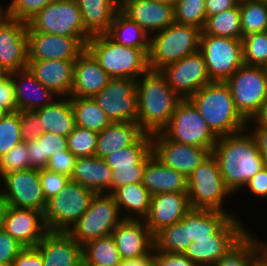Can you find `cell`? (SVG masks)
<instances>
[{
  "mask_svg": "<svg viewBox=\"0 0 267 266\" xmlns=\"http://www.w3.org/2000/svg\"><path fill=\"white\" fill-rule=\"evenodd\" d=\"M86 44L81 37L28 31V59L76 60Z\"/></svg>",
  "mask_w": 267,
  "mask_h": 266,
  "instance_id": "cell-18",
  "label": "cell"
},
{
  "mask_svg": "<svg viewBox=\"0 0 267 266\" xmlns=\"http://www.w3.org/2000/svg\"><path fill=\"white\" fill-rule=\"evenodd\" d=\"M0 266H12V264L0 263Z\"/></svg>",
  "mask_w": 267,
  "mask_h": 266,
  "instance_id": "cell-73",
  "label": "cell"
},
{
  "mask_svg": "<svg viewBox=\"0 0 267 266\" xmlns=\"http://www.w3.org/2000/svg\"><path fill=\"white\" fill-rule=\"evenodd\" d=\"M9 112L0 108V122L3 120V118L8 114Z\"/></svg>",
  "mask_w": 267,
  "mask_h": 266,
  "instance_id": "cell-67",
  "label": "cell"
},
{
  "mask_svg": "<svg viewBox=\"0 0 267 266\" xmlns=\"http://www.w3.org/2000/svg\"><path fill=\"white\" fill-rule=\"evenodd\" d=\"M76 60H29L28 69L59 97H70Z\"/></svg>",
  "mask_w": 267,
  "mask_h": 266,
  "instance_id": "cell-25",
  "label": "cell"
},
{
  "mask_svg": "<svg viewBox=\"0 0 267 266\" xmlns=\"http://www.w3.org/2000/svg\"><path fill=\"white\" fill-rule=\"evenodd\" d=\"M188 99L217 138L247 128V121L236 110L230 89L225 82L212 81Z\"/></svg>",
  "mask_w": 267,
  "mask_h": 266,
  "instance_id": "cell-3",
  "label": "cell"
},
{
  "mask_svg": "<svg viewBox=\"0 0 267 266\" xmlns=\"http://www.w3.org/2000/svg\"><path fill=\"white\" fill-rule=\"evenodd\" d=\"M39 178L45 201L59 194L70 180V177L46 168L39 170Z\"/></svg>",
  "mask_w": 267,
  "mask_h": 266,
  "instance_id": "cell-50",
  "label": "cell"
},
{
  "mask_svg": "<svg viewBox=\"0 0 267 266\" xmlns=\"http://www.w3.org/2000/svg\"><path fill=\"white\" fill-rule=\"evenodd\" d=\"M145 167H118L112 169L111 194L119 187L142 183Z\"/></svg>",
  "mask_w": 267,
  "mask_h": 266,
  "instance_id": "cell-52",
  "label": "cell"
},
{
  "mask_svg": "<svg viewBox=\"0 0 267 266\" xmlns=\"http://www.w3.org/2000/svg\"><path fill=\"white\" fill-rule=\"evenodd\" d=\"M137 124L144 133L161 132L182 98L169 86L160 71L149 70L136 80Z\"/></svg>",
  "mask_w": 267,
  "mask_h": 266,
  "instance_id": "cell-2",
  "label": "cell"
},
{
  "mask_svg": "<svg viewBox=\"0 0 267 266\" xmlns=\"http://www.w3.org/2000/svg\"><path fill=\"white\" fill-rule=\"evenodd\" d=\"M153 256L158 266H197L181 253L153 251Z\"/></svg>",
  "mask_w": 267,
  "mask_h": 266,
  "instance_id": "cell-57",
  "label": "cell"
},
{
  "mask_svg": "<svg viewBox=\"0 0 267 266\" xmlns=\"http://www.w3.org/2000/svg\"><path fill=\"white\" fill-rule=\"evenodd\" d=\"M30 168H46L53 153L65 152L68 149L67 137L55 133L43 132L38 139L26 143Z\"/></svg>",
  "mask_w": 267,
  "mask_h": 266,
  "instance_id": "cell-36",
  "label": "cell"
},
{
  "mask_svg": "<svg viewBox=\"0 0 267 266\" xmlns=\"http://www.w3.org/2000/svg\"><path fill=\"white\" fill-rule=\"evenodd\" d=\"M0 108L9 113L18 112V105L15 99V86L13 78L10 75L0 84Z\"/></svg>",
  "mask_w": 267,
  "mask_h": 266,
  "instance_id": "cell-55",
  "label": "cell"
},
{
  "mask_svg": "<svg viewBox=\"0 0 267 266\" xmlns=\"http://www.w3.org/2000/svg\"><path fill=\"white\" fill-rule=\"evenodd\" d=\"M111 235L121 260L146 256L154 250V235L144 219H123Z\"/></svg>",
  "mask_w": 267,
  "mask_h": 266,
  "instance_id": "cell-22",
  "label": "cell"
},
{
  "mask_svg": "<svg viewBox=\"0 0 267 266\" xmlns=\"http://www.w3.org/2000/svg\"><path fill=\"white\" fill-rule=\"evenodd\" d=\"M144 132L134 122H112L98 133L95 156L105 159L108 155L131 146Z\"/></svg>",
  "mask_w": 267,
  "mask_h": 266,
  "instance_id": "cell-31",
  "label": "cell"
},
{
  "mask_svg": "<svg viewBox=\"0 0 267 266\" xmlns=\"http://www.w3.org/2000/svg\"><path fill=\"white\" fill-rule=\"evenodd\" d=\"M191 243L188 234L187 213L181 221L164 227L154 235L153 251L183 254Z\"/></svg>",
  "mask_w": 267,
  "mask_h": 266,
  "instance_id": "cell-40",
  "label": "cell"
},
{
  "mask_svg": "<svg viewBox=\"0 0 267 266\" xmlns=\"http://www.w3.org/2000/svg\"><path fill=\"white\" fill-rule=\"evenodd\" d=\"M1 3L0 1V28L11 19L8 2H6L7 4Z\"/></svg>",
  "mask_w": 267,
  "mask_h": 266,
  "instance_id": "cell-63",
  "label": "cell"
},
{
  "mask_svg": "<svg viewBox=\"0 0 267 266\" xmlns=\"http://www.w3.org/2000/svg\"><path fill=\"white\" fill-rule=\"evenodd\" d=\"M78 127L101 132L112 122L93 98L69 97Z\"/></svg>",
  "mask_w": 267,
  "mask_h": 266,
  "instance_id": "cell-39",
  "label": "cell"
},
{
  "mask_svg": "<svg viewBox=\"0 0 267 266\" xmlns=\"http://www.w3.org/2000/svg\"><path fill=\"white\" fill-rule=\"evenodd\" d=\"M0 196L10 207L44 212L46 201L39 178V170L13 171L0 178Z\"/></svg>",
  "mask_w": 267,
  "mask_h": 266,
  "instance_id": "cell-14",
  "label": "cell"
},
{
  "mask_svg": "<svg viewBox=\"0 0 267 266\" xmlns=\"http://www.w3.org/2000/svg\"><path fill=\"white\" fill-rule=\"evenodd\" d=\"M81 11L86 32L92 37L107 34L116 13L120 10V0H75Z\"/></svg>",
  "mask_w": 267,
  "mask_h": 266,
  "instance_id": "cell-30",
  "label": "cell"
},
{
  "mask_svg": "<svg viewBox=\"0 0 267 266\" xmlns=\"http://www.w3.org/2000/svg\"><path fill=\"white\" fill-rule=\"evenodd\" d=\"M135 88L136 80L132 78H111L93 99L111 122L137 123L138 101Z\"/></svg>",
  "mask_w": 267,
  "mask_h": 266,
  "instance_id": "cell-15",
  "label": "cell"
},
{
  "mask_svg": "<svg viewBox=\"0 0 267 266\" xmlns=\"http://www.w3.org/2000/svg\"><path fill=\"white\" fill-rule=\"evenodd\" d=\"M248 130L254 136L259 152L267 163V127H251L247 126Z\"/></svg>",
  "mask_w": 267,
  "mask_h": 266,
  "instance_id": "cell-60",
  "label": "cell"
},
{
  "mask_svg": "<svg viewBox=\"0 0 267 266\" xmlns=\"http://www.w3.org/2000/svg\"><path fill=\"white\" fill-rule=\"evenodd\" d=\"M142 183L151 196L172 192L187 193L188 191L187 177L179 171L164 166L153 155L145 163Z\"/></svg>",
  "mask_w": 267,
  "mask_h": 266,
  "instance_id": "cell-28",
  "label": "cell"
},
{
  "mask_svg": "<svg viewBox=\"0 0 267 266\" xmlns=\"http://www.w3.org/2000/svg\"><path fill=\"white\" fill-rule=\"evenodd\" d=\"M124 219H144L150 209L151 195L143 183H131L112 194Z\"/></svg>",
  "mask_w": 267,
  "mask_h": 266,
  "instance_id": "cell-33",
  "label": "cell"
},
{
  "mask_svg": "<svg viewBox=\"0 0 267 266\" xmlns=\"http://www.w3.org/2000/svg\"><path fill=\"white\" fill-rule=\"evenodd\" d=\"M112 169L104 159L96 156L76 159L70 180L95 191L97 194H111Z\"/></svg>",
  "mask_w": 267,
  "mask_h": 266,
  "instance_id": "cell-29",
  "label": "cell"
},
{
  "mask_svg": "<svg viewBox=\"0 0 267 266\" xmlns=\"http://www.w3.org/2000/svg\"><path fill=\"white\" fill-rule=\"evenodd\" d=\"M264 255L267 257V241H262Z\"/></svg>",
  "mask_w": 267,
  "mask_h": 266,
  "instance_id": "cell-68",
  "label": "cell"
},
{
  "mask_svg": "<svg viewBox=\"0 0 267 266\" xmlns=\"http://www.w3.org/2000/svg\"><path fill=\"white\" fill-rule=\"evenodd\" d=\"M27 25L28 31L81 37L86 43L91 38L85 30L81 11L75 0H55L49 3Z\"/></svg>",
  "mask_w": 267,
  "mask_h": 266,
  "instance_id": "cell-9",
  "label": "cell"
},
{
  "mask_svg": "<svg viewBox=\"0 0 267 266\" xmlns=\"http://www.w3.org/2000/svg\"><path fill=\"white\" fill-rule=\"evenodd\" d=\"M239 0H205L207 17L236 7Z\"/></svg>",
  "mask_w": 267,
  "mask_h": 266,
  "instance_id": "cell-59",
  "label": "cell"
},
{
  "mask_svg": "<svg viewBox=\"0 0 267 266\" xmlns=\"http://www.w3.org/2000/svg\"><path fill=\"white\" fill-rule=\"evenodd\" d=\"M22 141L20 111L8 113L0 122V158Z\"/></svg>",
  "mask_w": 267,
  "mask_h": 266,
  "instance_id": "cell-47",
  "label": "cell"
},
{
  "mask_svg": "<svg viewBox=\"0 0 267 266\" xmlns=\"http://www.w3.org/2000/svg\"><path fill=\"white\" fill-rule=\"evenodd\" d=\"M200 51L212 81L225 82L244 64L241 39L201 33Z\"/></svg>",
  "mask_w": 267,
  "mask_h": 266,
  "instance_id": "cell-13",
  "label": "cell"
},
{
  "mask_svg": "<svg viewBox=\"0 0 267 266\" xmlns=\"http://www.w3.org/2000/svg\"><path fill=\"white\" fill-rule=\"evenodd\" d=\"M84 266H109L107 264H84Z\"/></svg>",
  "mask_w": 267,
  "mask_h": 266,
  "instance_id": "cell-71",
  "label": "cell"
},
{
  "mask_svg": "<svg viewBox=\"0 0 267 266\" xmlns=\"http://www.w3.org/2000/svg\"><path fill=\"white\" fill-rule=\"evenodd\" d=\"M243 62L246 65L267 66V31L242 37Z\"/></svg>",
  "mask_w": 267,
  "mask_h": 266,
  "instance_id": "cell-45",
  "label": "cell"
},
{
  "mask_svg": "<svg viewBox=\"0 0 267 266\" xmlns=\"http://www.w3.org/2000/svg\"><path fill=\"white\" fill-rule=\"evenodd\" d=\"M0 74H10L4 69L1 63H0Z\"/></svg>",
  "mask_w": 267,
  "mask_h": 266,
  "instance_id": "cell-70",
  "label": "cell"
},
{
  "mask_svg": "<svg viewBox=\"0 0 267 266\" xmlns=\"http://www.w3.org/2000/svg\"><path fill=\"white\" fill-rule=\"evenodd\" d=\"M55 0H11L8 3L11 18L28 22L46 5Z\"/></svg>",
  "mask_w": 267,
  "mask_h": 266,
  "instance_id": "cell-49",
  "label": "cell"
},
{
  "mask_svg": "<svg viewBox=\"0 0 267 266\" xmlns=\"http://www.w3.org/2000/svg\"><path fill=\"white\" fill-rule=\"evenodd\" d=\"M242 221L232 216L214 235L196 239L183 254L197 266H213L250 232Z\"/></svg>",
  "mask_w": 267,
  "mask_h": 266,
  "instance_id": "cell-12",
  "label": "cell"
},
{
  "mask_svg": "<svg viewBox=\"0 0 267 266\" xmlns=\"http://www.w3.org/2000/svg\"><path fill=\"white\" fill-rule=\"evenodd\" d=\"M152 1L174 5L177 0H152Z\"/></svg>",
  "mask_w": 267,
  "mask_h": 266,
  "instance_id": "cell-66",
  "label": "cell"
},
{
  "mask_svg": "<svg viewBox=\"0 0 267 266\" xmlns=\"http://www.w3.org/2000/svg\"><path fill=\"white\" fill-rule=\"evenodd\" d=\"M36 247L43 266H78L83 261L82 246L68 232L48 231Z\"/></svg>",
  "mask_w": 267,
  "mask_h": 266,
  "instance_id": "cell-24",
  "label": "cell"
},
{
  "mask_svg": "<svg viewBox=\"0 0 267 266\" xmlns=\"http://www.w3.org/2000/svg\"><path fill=\"white\" fill-rule=\"evenodd\" d=\"M21 134L24 143L38 139L43 133L41 119L36 110L20 111Z\"/></svg>",
  "mask_w": 267,
  "mask_h": 266,
  "instance_id": "cell-51",
  "label": "cell"
},
{
  "mask_svg": "<svg viewBox=\"0 0 267 266\" xmlns=\"http://www.w3.org/2000/svg\"><path fill=\"white\" fill-rule=\"evenodd\" d=\"M242 37L267 31V0H239Z\"/></svg>",
  "mask_w": 267,
  "mask_h": 266,
  "instance_id": "cell-43",
  "label": "cell"
},
{
  "mask_svg": "<svg viewBox=\"0 0 267 266\" xmlns=\"http://www.w3.org/2000/svg\"><path fill=\"white\" fill-rule=\"evenodd\" d=\"M154 259L153 251L146 256L122 260L119 266H147Z\"/></svg>",
  "mask_w": 267,
  "mask_h": 266,
  "instance_id": "cell-62",
  "label": "cell"
},
{
  "mask_svg": "<svg viewBox=\"0 0 267 266\" xmlns=\"http://www.w3.org/2000/svg\"><path fill=\"white\" fill-rule=\"evenodd\" d=\"M247 126L267 127V99L262 103L260 109L253 118L247 121Z\"/></svg>",
  "mask_w": 267,
  "mask_h": 266,
  "instance_id": "cell-61",
  "label": "cell"
},
{
  "mask_svg": "<svg viewBox=\"0 0 267 266\" xmlns=\"http://www.w3.org/2000/svg\"><path fill=\"white\" fill-rule=\"evenodd\" d=\"M202 33L242 39L239 4L234 8L207 17Z\"/></svg>",
  "mask_w": 267,
  "mask_h": 266,
  "instance_id": "cell-41",
  "label": "cell"
},
{
  "mask_svg": "<svg viewBox=\"0 0 267 266\" xmlns=\"http://www.w3.org/2000/svg\"><path fill=\"white\" fill-rule=\"evenodd\" d=\"M207 14L205 0H177L174 4V19L178 24L203 29Z\"/></svg>",
  "mask_w": 267,
  "mask_h": 266,
  "instance_id": "cell-44",
  "label": "cell"
},
{
  "mask_svg": "<svg viewBox=\"0 0 267 266\" xmlns=\"http://www.w3.org/2000/svg\"><path fill=\"white\" fill-rule=\"evenodd\" d=\"M83 264L119 266L121 257L112 235L91 240L82 246Z\"/></svg>",
  "mask_w": 267,
  "mask_h": 266,
  "instance_id": "cell-42",
  "label": "cell"
},
{
  "mask_svg": "<svg viewBox=\"0 0 267 266\" xmlns=\"http://www.w3.org/2000/svg\"><path fill=\"white\" fill-rule=\"evenodd\" d=\"M161 132L169 140L206 148L211 153L218 139L188 98L178 103L169 124Z\"/></svg>",
  "mask_w": 267,
  "mask_h": 266,
  "instance_id": "cell-11",
  "label": "cell"
},
{
  "mask_svg": "<svg viewBox=\"0 0 267 266\" xmlns=\"http://www.w3.org/2000/svg\"><path fill=\"white\" fill-rule=\"evenodd\" d=\"M110 80V75L86 49L75 61L70 97L93 98Z\"/></svg>",
  "mask_w": 267,
  "mask_h": 266,
  "instance_id": "cell-26",
  "label": "cell"
},
{
  "mask_svg": "<svg viewBox=\"0 0 267 266\" xmlns=\"http://www.w3.org/2000/svg\"><path fill=\"white\" fill-rule=\"evenodd\" d=\"M107 35L116 43L136 49H150V35L120 10Z\"/></svg>",
  "mask_w": 267,
  "mask_h": 266,
  "instance_id": "cell-34",
  "label": "cell"
},
{
  "mask_svg": "<svg viewBox=\"0 0 267 266\" xmlns=\"http://www.w3.org/2000/svg\"><path fill=\"white\" fill-rule=\"evenodd\" d=\"M160 73L182 99L189 98L206 84L212 82L200 50L165 66L160 70Z\"/></svg>",
  "mask_w": 267,
  "mask_h": 266,
  "instance_id": "cell-16",
  "label": "cell"
},
{
  "mask_svg": "<svg viewBox=\"0 0 267 266\" xmlns=\"http://www.w3.org/2000/svg\"><path fill=\"white\" fill-rule=\"evenodd\" d=\"M225 83L236 110L246 121L251 120L267 99L266 68L243 64Z\"/></svg>",
  "mask_w": 267,
  "mask_h": 266,
  "instance_id": "cell-10",
  "label": "cell"
},
{
  "mask_svg": "<svg viewBox=\"0 0 267 266\" xmlns=\"http://www.w3.org/2000/svg\"><path fill=\"white\" fill-rule=\"evenodd\" d=\"M232 216L227 212L216 210L190 209L188 212L189 241L210 238Z\"/></svg>",
  "mask_w": 267,
  "mask_h": 266,
  "instance_id": "cell-35",
  "label": "cell"
},
{
  "mask_svg": "<svg viewBox=\"0 0 267 266\" xmlns=\"http://www.w3.org/2000/svg\"><path fill=\"white\" fill-rule=\"evenodd\" d=\"M7 204L4 201V199L0 196V230L3 229V223H4V215L5 211L7 209Z\"/></svg>",
  "mask_w": 267,
  "mask_h": 266,
  "instance_id": "cell-64",
  "label": "cell"
},
{
  "mask_svg": "<svg viewBox=\"0 0 267 266\" xmlns=\"http://www.w3.org/2000/svg\"><path fill=\"white\" fill-rule=\"evenodd\" d=\"M202 30L174 22L150 36L148 64L152 71H160L187 55L200 50Z\"/></svg>",
  "mask_w": 267,
  "mask_h": 266,
  "instance_id": "cell-6",
  "label": "cell"
},
{
  "mask_svg": "<svg viewBox=\"0 0 267 266\" xmlns=\"http://www.w3.org/2000/svg\"><path fill=\"white\" fill-rule=\"evenodd\" d=\"M10 74H0V84L9 76Z\"/></svg>",
  "mask_w": 267,
  "mask_h": 266,
  "instance_id": "cell-69",
  "label": "cell"
},
{
  "mask_svg": "<svg viewBox=\"0 0 267 266\" xmlns=\"http://www.w3.org/2000/svg\"><path fill=\"white\" fill-rule=\"evenodd\" d=\"M3 229L24 247H36L48 232L43 212L7 206Z\"/></svg>",
  "mask_w": 267,
  "mask_h": 266,
  "instance_id": "cell-21",
  "label": "cell"
},
{
  "mask_svg": "<svg viewBox=\"0 0 267 266\" xmlns=\"http://www.w3.org/2000/svg\"><path fill=\"white\" fill-rule=\"evenodd\" d=\"M24 246L4 229L0 230V263L12 264Z\"/></svg>",
  "mask_w": 267,
  "mask_h": 266,
  "instance_id": "cell-54",
  "label": "cell"
},
{
  "mask_svg": "<svg viewBox=\"0 0 267 266\" xmlns=\"http://www.w3.org/2000/svg\"><path fill=\"white\" fill-rule=\"evenodd\" d=\"M43 132L67 137L75 128V117L69 97H58L51 104L36 110Z\"/></svg>",
  "mask_w": 267,
  "mask_h": 266,
  "instance_id": "cell-32",
  "label": "cell"
},
{
  "mask_svg": "<svg viewBox=\"0 0 267 266\" xmlns=\"http://www.w3.org/2000/svg\"><path fill=\"white\" fill-rule=\"evenodd\" d=\"M98 132L75 126L67 136L68 149L77 157L95 156Z\"/></svg>",
  "mask_w": 267,
  "mask_h": 266,
  "instance_id": "cell-46",
  "label": "cell"
},
{
  "mask_svg": "<svg viewBox=\"0 0 267 266\" xmlns=\"http://www.w3.org/2000/svg\"><path fill=\"white\" fill-rule=\"evenodd\" d=\"M188 198L191 209L216 210L227 212L231 216L235 213L224 208L225 201L233 197V193L226 186L220 173L217 159L212 153L187 178ZM226 199V200H225Z\"/></svg>",
  "mask_w": 267,
  "mask_h": 266,
  "instance_id": "cell-5",
  "label": "cell"
},
{
  "mask_svg": "<svg viewBox=\"0 0 267 266\" xmlns=\"http://www.w3.org/2000/svg\"><path fill=\"white\" fill-rule=\"evenodd\" d=\"M28 25L11 18L0 28V63L8 73L28 68Z\"/></svg>",
  "mask_w": 267,
  "mask_h": 266,
  "instance_id": "cell-19",
  "label": "cell"
},
{
  "mask_svg": "<svg viewBox=\"0 0 267 266\" xmlns=\"http://www.w3.org/2000/svg\"><path fill=\"white\" fill-rule=\"evenodd\" d=\"M15 86L18 111L38 110L54 102L59 96L41 84L30 70L10 73Z\"/></svg>",
  "mask_w": 267,
  "mask_h": 266,
  "instance_id": "cell-27",
  "label": "cell"
},
{
  "mask_svg": "<svg viewBox=\"0 0 267 266\" xmlns=\"http://www.w3.org/2000/svg\"><path fill=\"white\" fill-rule=\"evenodd\" d=\"M152 155L151 134L143 133L131 146L108 155L104 160L111 169L145 167L146 161Z\"/></svg>",
  "mask_w": 267,
  "mask_h": 266,
  "instance_id": "cell-37",
  "label": "cell"
},
{
  "mask_svg": "<svg viewBox=\"0 0 267 266\" xmlns=\"http://www.w3.org/2000/svg\"><path fill=\"white\" fill-rule=\"evenodd\" d=\"M212 155L217 159L220 173L234 196L267 165L248 128L219 137Z\"/></svg>",
  "mask_w": 267,
  "mask_h": 266,
  "instance_id": "cell-1",
  "label": "cell"
},
{
  "mask_svg": "<svg viewBox=\"0 0 267 266\" xmlns=\"http://www.w3.org/2000/svg\"><path fill=\"white\" fill-rule=\"evenodd\" d=\"M120 11L150 36L175 22L174 5L152 0H120Z\"/></svg>",
  "mask_w": 267,
  "mask_h": 266,
  "instance_id": "cell-20",
  "label": "cell"
},
{
  "mask_svg": "<svg viewBox=\"0 0 267 266\" xmlns=\"http://www.w3.org/2000/svg\"><path fill=\"white\" fill-rule=\"evenodd\" d=\"M76 159L77 157L69 149L65 152H54L48 161L46 169L71 178Z\"/></svg>",
  "mask_w": 267,
  "mask_h": 266,
  "instance_id": "cell-53",
  "label": "cell"
},
{
  "mask_svg": "<svg viewBox=\"0 0 267 266\" xmlns=\"http://www.w3.org/2000/svg\"><path fill=\"white\" fill-rule=\"evenodd\" d=\"M242 190L260 200L267 199V165L252 177Z\"/></svg>",
  "mask_w": 267,
  "mask_h": 266,
  "instance_id": "cell-56",
  "label": "cell"
},
{
  "mask_svg": "<svg viewBox=\"0 0 267 266\" xmlns=\"http://www.w3.org/2000/svg\"><path fill=\"white\" fill-rule=\"evenodd\" d=\"M78 266H84L83 261Z\"/></svg>",
  "mask_w": 267,
  "mask_h": 266,
  "instance_id": "cell-74",
  "label": "cell"
},
{
  "mask_svg": "<svg viewBox=\"0 0 267 266\" xmlns=\"http://www.w3.org/2000/svg\"><path fill=\"white\" fill-rule=\"evenodd\" d=\"M255 266H267V257L263 254Z\"/></svg>",
  "mask_w": 267,
  "mask_h": 266,
  "instance_id": "cell-65",
  "label": "cell"
},
{
  "mask_svg": "<svg viewBox=\"0 0 267 266\" xmlns=\"http://www.w3.org/2000/svg\"><path fill=\"white\" fill-rule=\"evenodd\" d=\"M96 194L69 180L59 194L46 201L43 218L48 231L68 232L90 207Z\"/></svg>",
  "mask_w": 267,
  "mask_h": 266,
  "instance_id": "cell-7",
  "label": "cell"
},
{
  "mask_svg": "<svg viewBox=\"0 0 267 266\" xmlns=\"http://www.w3.org/2000/svg\"><path fill=\"white\" fill-rule=\"evenodd\" d=\"M187 193H161L151 196L150 209L144 221L155 235L164 227L181 221L190 211Z\"/></svg>",
  "mask_w": 267,
  "mask_h": 266,
  "instance_id": "cell-23",
  "label": "cell"
},
{
  "mask_svg": "<svg viewBox=\"0 0 267 266\" xmlns=\"http://www.w3.org/2000/svg\"><path fill=\"white\" fill-rule=\"evenodd\" d=\"M151 150L164 166L179 171L187 178L211 154L206 148L169 140L162 132L151 135Z\"/></svg>",
  "mask_w": 267,
  "mask_h": 266,
  "instance_id": "cell-17",
  "label": "cell"
},
{
  "mask_svg": "<svg viewBox=\"0 0 267 266\" xmlns=\"http://www.w3.org/2000/svg\"><path fill=\"white\" fill-rule=\"evenodd\" d=\"M123 219L111 194H96L90 207L68 233L83 246L91 240L110 235Z\"/></svg>",
  "mask_w": 267,
  "mask_h": 266,
  "instance_id": "cell-8",
  "label": "cell"
},
{
  "mask_svg": "<svg viewBox=\"0 0 267 266\" xmlns=\"http://www.w3.org/2000/svg\"><path fill=\"white\" fill-rule=\"evenodd\" d=\"M147 266H158L156 261L153 259Z\"/></svg>",
  "mask_w": 267,
  "mask_h": 266,
  "instance_id": "cell-72",
  "label": "cell"
},
{
  "mask_svg": "<svg viewBox=\"0 0 267 266\" xmlns=\"http://www.w3.org/2000/svg\"><path fill=\"white\" fill-rule=\"evenodd\" d=\"M86 49L111 78L137 80L150 70L149 49H136L118 44L107 34L92 36L86 44Z\"/></svg>",
  "mask_w": 267,
  "mask_h": 266,
  "instance_id": "cell-4",
  "label": "cell"
},
{
  "mask_svg": "<svg viewBox=\"0 0 267 266\" xmlns=\"http://www.w3.org/2000/svg\"><path fill=\"white\" fill-rule=\"evenodd\" d=\"M249 232L235 247L213 266H255L264 254L262 238Z\"/></svg>",
  "mask_w": 267,
  "mask_h": 266,
  "instance_id": "cell-38",
  "label": "cell"
},
{
  "mask_svg": "<svg viewBox=\"0 0 267 266\" xmlns=\"http://www.w3.org/2000/svg\"><path fill=\"white\" fill-rule=\"evenodd\" d=\"M12 266H43L39 249L37 247H24L13 260Z\"/></svg>",
  "mask_w": 267,
  "mask_h": 266,
  "instance_id": "cell-58",
  "label": "cell"
},
{
  "mask_svg": "<svg viewBox=\"0 0 267 266\" xmlns=\"http://www.w3.org/2000/svg\"><path fill=\"white\" fill-rule=\"evenodd\" d=\"M29 168L28 150L23 141L0 158V178L7 173Z\"/></svg>",
  "mask_w": 267,
  "mask_h": 266,
  "instance_id": "cell-48",
  "label": "cell"
}]
</instances>
